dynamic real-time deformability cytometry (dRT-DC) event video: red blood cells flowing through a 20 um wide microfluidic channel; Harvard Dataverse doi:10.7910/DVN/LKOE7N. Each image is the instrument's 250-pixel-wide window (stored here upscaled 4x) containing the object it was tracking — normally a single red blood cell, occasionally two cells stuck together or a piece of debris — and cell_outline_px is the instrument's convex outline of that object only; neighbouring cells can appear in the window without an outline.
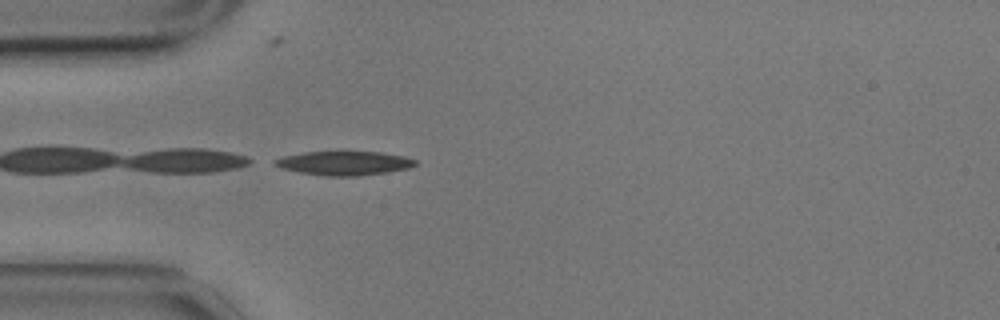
{"species": "common noctule bat (a hibernating species)", "species_latin": "Nyctalus noctula", "temperature_condition": "cold", "stored_images_in_passage": 16, "camera_frame_rate_fps": 3000, "um_per_image_px": 0.085, "animal": {"sex": "male", "body_mass_g": 17.9}, "frame": {"image": 1, "passage_image": 16, "time_ms": 5.0, "image_size_px": [1000, 320], "cell_outline_px": [[416, 164], [408, 168], [388, 172], [360, 176], [324, 176], [300, 172], [280, 168], [272, 164], [272, 160], [284, 156], [304, 152], [380, 152], [404, 156], [416, 160]], "centroid_in_image_um": [29.22, 13.87], "position_along_channel_um": 55.8, "area_um2": 19.65}}